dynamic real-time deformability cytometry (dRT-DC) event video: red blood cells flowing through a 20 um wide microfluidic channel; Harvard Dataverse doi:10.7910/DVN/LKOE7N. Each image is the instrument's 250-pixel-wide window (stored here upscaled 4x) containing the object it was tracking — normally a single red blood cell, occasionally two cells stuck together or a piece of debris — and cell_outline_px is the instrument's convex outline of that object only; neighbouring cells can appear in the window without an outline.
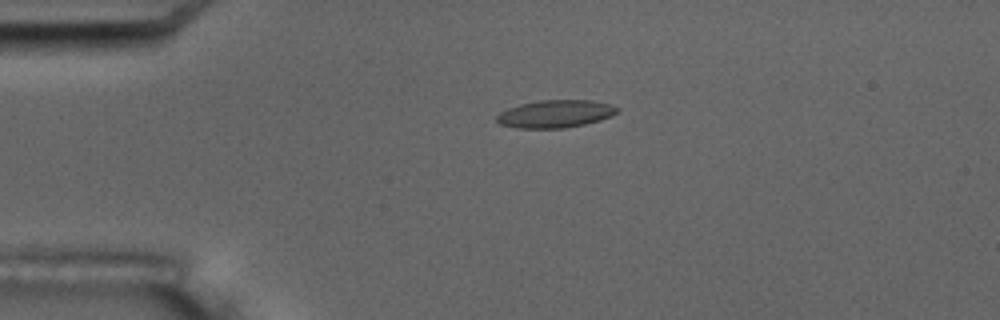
{"species": "common noctule bat (a hibernating species)", "species_latin": "Nyctalus noctula", "temperature_condition": "room temperature", "stored_images_in_passage": 5, "camera_frame_rate_fps": 3000, "um_per_image_px": 0.085, "animal": {"sex": "male", "body_mass_g": 17.5, "forearm_length_mm": 52.3}, "frame": {"image": 1, "passage_image": 4, "time_ms": 4.333, "image_size_px": [1000, 320], "cell_outline_px": [[620, 108], [612, 116], [600, 120], [584, 124], [564, 128], [516, 128], [500, 124], [496, 120], [496, 116], [500, 112], [508, 108], [520, 104], [540, 100], [592, 100], [608, 104]], "centroid_in_image_um": [47.19, 9.68], "position_along_channel_um": 37.8, "area_um2": 19.36}}